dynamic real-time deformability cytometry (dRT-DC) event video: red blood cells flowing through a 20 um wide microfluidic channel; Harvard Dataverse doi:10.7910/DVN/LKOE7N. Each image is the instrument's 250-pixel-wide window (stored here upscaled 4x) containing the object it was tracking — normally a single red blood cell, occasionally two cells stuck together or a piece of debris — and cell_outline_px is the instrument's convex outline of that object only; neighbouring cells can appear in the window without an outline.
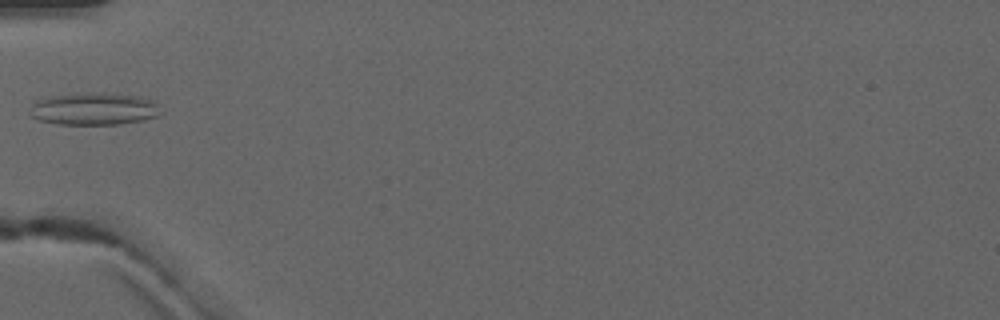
{"species": "common noctule bat (a hibernating species)", "species_latin": "Nyctalus noctula", "temperature_condition": "warm", "stored_images_in_passage": 3, "camera_frame_rate_fps": 3000, "um_per_image_px": 0.085, "animal": {"sex": "male", "forearm_length_mm": 52.5}, "frame": {"image": 1, "passage_image": 2, "time_ms": 1.333, "image_size_px": [1000, 320], "cell_outline_px": [[160, 112], [156, 116], [140, 120], [120, 124], [56, 124], [40, 120], [32, 116], [28, 112], [32, 104], [36, 100], [44, 96], [92, 92], [100, 92], [140, 96], [156, 100]], "centroid_in_image_um": [7.95, 9.23], "position_along_channel_um": 77.0, "area_um2": 24.91}}